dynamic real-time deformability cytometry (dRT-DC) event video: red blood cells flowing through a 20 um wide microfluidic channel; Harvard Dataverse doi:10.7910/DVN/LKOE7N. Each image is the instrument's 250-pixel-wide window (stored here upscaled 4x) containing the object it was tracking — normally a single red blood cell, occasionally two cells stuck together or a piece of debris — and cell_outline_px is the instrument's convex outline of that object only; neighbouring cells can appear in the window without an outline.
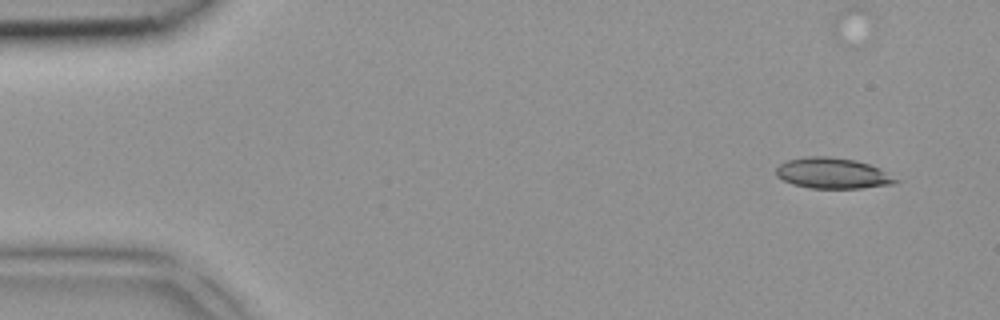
{"species": "common noctule bat (a hibernating species)", "species_latin": "Nyctalus noctula", "temperature_condition": "room temperature", "stored_images_in_passage": 5, "camera_frame_rate_fps": 3000, "um_per_image_px": 0.085, "animal": {"sex": "female", "body_mass_g": 18.4}, "frame": {"image": 1, "passage_image": 1, "time_ms": 0.0, "image_size_px": [1000, 320], "cell_outline_px": [[900, 180], [892, 184], [860, 188], [812, 188], [792, 184], [776, 176], [776, 168], [780, 164], [788, 160], [808, 156], [828, 156], [856, 160], [880, 168]], "centroid_in_image_um": [70.77, 14.72], "position_along_channel_um": 14.2, "area_um2": 21.33}}
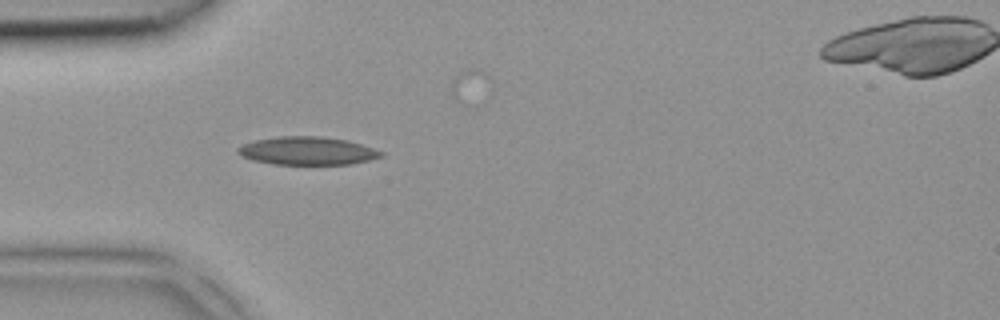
{"frame": {"image": 2, "passage_image": 4, "time_ms": 1.0, "image_size_px": [1000, 320], "cell_outline_px": [[384, 156], [352, 164], [272, 164], [252, 160], [240, 156], [236, 152], [236, 148], [240, 144], [256, 140], [276, 136], [324, 136], [348, 140], [384, 152]], "centroid_in_image_um": [26.08, 12.81], "position_along_channel_um": 58.9, "area_um2": 23.7}}